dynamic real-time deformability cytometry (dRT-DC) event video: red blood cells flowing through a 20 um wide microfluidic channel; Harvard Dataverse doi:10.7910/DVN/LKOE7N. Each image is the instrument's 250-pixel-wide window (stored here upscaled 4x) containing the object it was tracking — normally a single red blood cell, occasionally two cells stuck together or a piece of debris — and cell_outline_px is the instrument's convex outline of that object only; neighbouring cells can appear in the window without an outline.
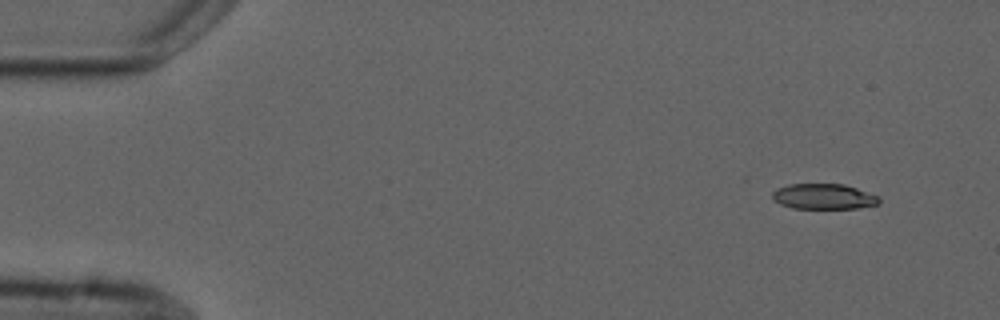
{"species": "common noctule bat (a hibernating species)", "species_latin": "Nyctalus noctula", "temperature_condition": "cold", "stored_images_in_passage": 6, "camera_frame_rate_fps": 3000, "um_per_image_px": 0.085, "animal": {"sex": "male", "forearm_length_mm": 52.5}, "frame": {"image": 1, "passage_image": 1, "time_ms": 0.0, "image_size_px": [1000, 320], "cell_outline_px": [[880, 204], [856, 208], [792, 208], [780, 204], [772, 200], [772, 192], [776, 188], [788, 184], [844, 184], [880, 196]], "centroid_in_image_um": [70.0, 16.7], "position_along_channel_um": 15.0, "area_um2": 15.95}}
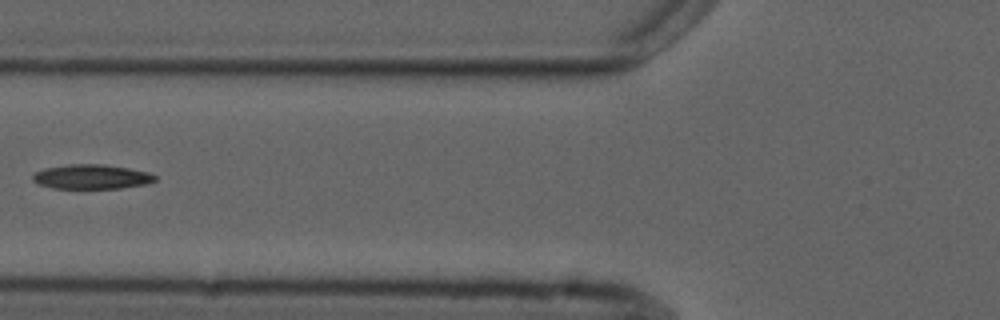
{"frame": {"image": 2, "passage_image": 5, "time_ms": 5.667, "image_size_px": [1000, 320], "cell_outline_px": [[156, 180], [144, 184], [120, 188], [52, 188], [40, 184], [32, 180], [32, 176], [36, 172], [44, 168], [68, 164], [104, 164], [128, 168], [148, 172], [156, 176]], "centroid_in_image_um": [7.76, 15.01], "position_along_channel_um": 118.0, "area_um2": 17.34}}
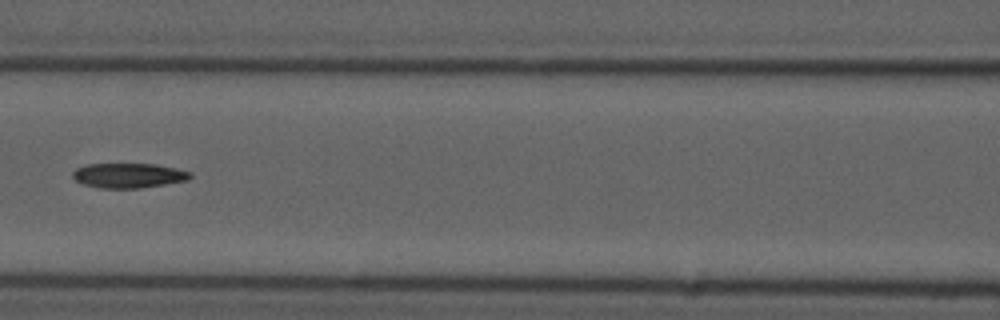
{"frame": {"image": 3, "passage_image": 6, "time_ms": 6.667, "image_size_px": [1000, 320], "cell_outline_px": [[192, 176], [188, 180], [140, 188], [100, 188], [84, 184], [76, 180], [72, 176], [72, 172], [76, 168], [88, 164], [156, 164], [176, 168], [192, 172]], "centroid_in_image_um": [10.94, 14.91], "position_along_channel_um": 155.7, "area_um2": 16.94}}